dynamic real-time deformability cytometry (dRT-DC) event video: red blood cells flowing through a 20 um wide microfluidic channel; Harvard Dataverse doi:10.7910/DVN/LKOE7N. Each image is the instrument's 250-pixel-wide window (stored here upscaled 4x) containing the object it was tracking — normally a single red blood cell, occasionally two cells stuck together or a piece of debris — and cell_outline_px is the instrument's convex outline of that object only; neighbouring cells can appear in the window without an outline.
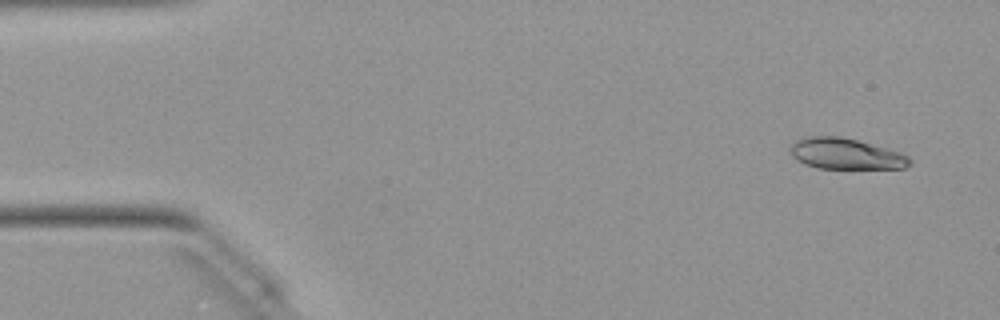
{"species": "Egyptian fruit bat (a non-hibernating species)", "species_latin": "Rousettus aegyptiacus", "temperature_condition": "warm", "stored_images_in_passage": 4, "camera_frame_rate_fps": 3000, "um_per_image_px": 0.085, "animal": {"sex": "female"}, "frame": {"image": 1, "passage_image": 1, "time_ms": 0.0, "image_size_px": [1000, 320], "cell_outline_px": [[912, 164], [904, 168], [816, 168], [804, 164], [796, 160], [792, 156], [792, 144], [796, 140], [804, 136], [840, 136], [856, 140], [900, 152], [908, 156], [912, 160]], "centroid_in_image_um": [71.88, 13.07], "position_along_channel_um": 13.1, "area_um2": 21.44}}